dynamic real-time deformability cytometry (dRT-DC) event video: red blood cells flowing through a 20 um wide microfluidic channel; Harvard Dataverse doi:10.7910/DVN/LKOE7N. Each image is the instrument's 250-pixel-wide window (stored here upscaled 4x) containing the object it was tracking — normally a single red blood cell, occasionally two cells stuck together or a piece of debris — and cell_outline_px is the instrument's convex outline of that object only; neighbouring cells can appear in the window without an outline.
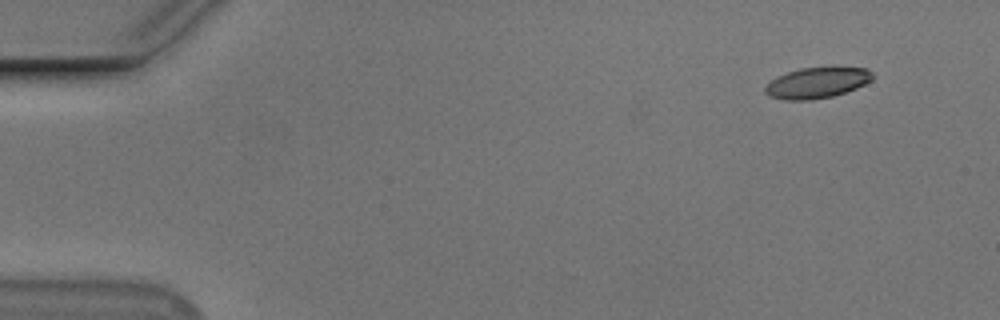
{"species": "Egyptian fruit bat (a non-hibernating species)", "species_latin": "Rousettus aegyptiacus", "temperature_condition": "cold", "stored_images_in_passage": 8, "camera_frame_rate_fps": 3000, "um_per_image_px": 0.085, "animal": {"sex": "male"}, "frame": {"image": 1, "passage_image": 1, "time_ms": 0.0, "image_size_px": [1000, 320], "cell_outline_px": [[872, 80], [856, 88], [832, 96], [812, 100], [784, 100], [768, 96], [764, 92], [764, 88], [776, 76], [800, 68], [868, 68], [872, 72]], "centroid_in_image_um": [69.4, 7.05], "position_along_channel_um": 15.6, "area_um2": 19.07}}
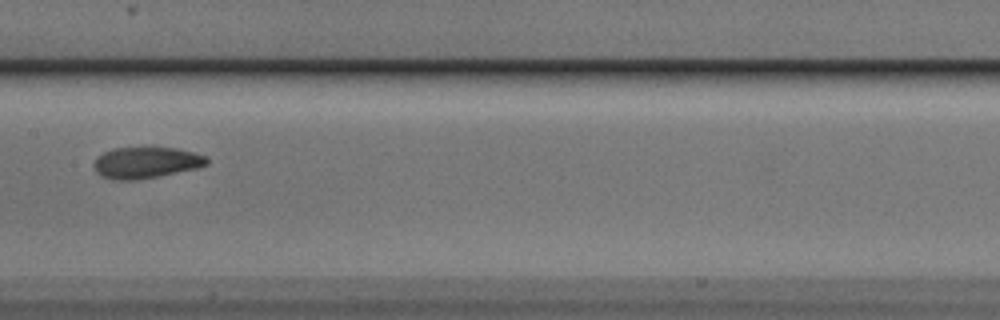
{"frame": {"image": 2, "passage_image": 8, "time_ms": 8.0, "image_size_px": [1000, 320], "cell_outline_px": [[208, 164], [196, 168], [136, 180], [112, 180], [100, 176], [96, 172], [92, 164], [96, 156], [112, 148], [176, 148], [208, 156]], "centroid_in_image_um": [12.35, 13.82], "position_along_channel_um": 195.0, "area_um2": 20.58}}